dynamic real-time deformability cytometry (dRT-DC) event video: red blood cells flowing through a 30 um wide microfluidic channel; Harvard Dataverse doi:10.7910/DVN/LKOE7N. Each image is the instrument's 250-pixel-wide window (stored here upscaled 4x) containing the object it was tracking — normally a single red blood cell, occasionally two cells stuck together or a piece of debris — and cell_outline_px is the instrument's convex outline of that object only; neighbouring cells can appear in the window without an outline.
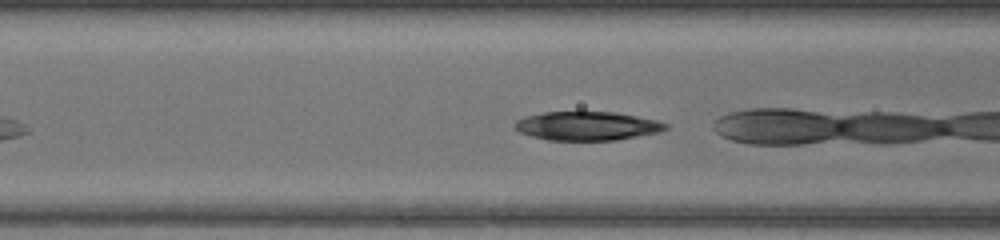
{"species": "common noctule bat (a hibernating species)", "species_latin": "Nyctalus noctula", "temperature_condition": "warm", "stored_images_in_passage": 5, "camera_frame_rate_fps": 3000, "um_per_image_px": 0.085, "animal": {"sex": "female", "body_mass_g": 17.0, "forearm_length_mm": 48.0}, "frame": {"image": 1, "passage_image": 3, "time_ms": 0.667, "image_size_px": [1000, 240], "cell_outline_px": [[668, 128], [660, 132], [616, 140], [548, 140], [532, 136], [520, 132], [512, 124], [516, 120], [524, 116], [544, 112], [616, 112], [656, 120], [668, 124]], "centroid_in_image_um": [49.9, 10.7], "position_along_channel_um": 116.7, "area_um2": 25.32}}